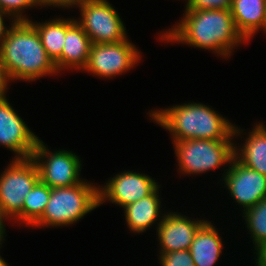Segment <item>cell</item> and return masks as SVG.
<instances>
[{
  "mask_svg": "<svg viewBox=\"0 0 266 266\" xmlns=\"http://www.w3.org/2000/svg\"><path fill=\"white\" fill-rule=\"evenodd\" d=\"M159 39L212 50L223 58L247 42L236 29L230 9L185 10L179 23L162 32Z\"/></svg>",
  "mask_w": 266,
  "mask_h": 266,
  "instance_id": "cell-1",
  "label": "cell"
},
{
  "mask_svg": "<svg viewBox=\"0 0 266 266\" xmlns=\"http://www.w3.org/2000/svg\"><path fill=\"white\" fill-rule=\"evenodd\" d=\"M153 122L168 130L173 142L190 139L232 140L243 132L203 103H184L149 112Z\"/></svg>",
  "mask_w": 266,
  "mask_h": 266,
  "instance_id": "cell-2",
  "label": "cell"
},
{
  "mask_svg": "<svg viewBox=\"0 0 266 266\" xmlns=\"http://www.w3.org/2000/svg\"><path fill=\"white\" fill-rule=\"evenodd\" d=\"M0 62L11 81H35L46 75H57L38 31L30 21H11L8 35L0 43Z\"/></svg>",
  "mask_w": 266,
  "mask_h": 266,
  "instance_id": "cell-3",
  "label": "cell"
},
{
  "mask_svg": "<svg viewBox=\"0 0 266 266\" xmlns=\"http://www.w3.org/2000/svg\"><path fill=\"white\" fill-rule=\"evenodd\" d=\"M84 180L69 187L51 188L43 215L31 227L69 226L99 207L97 184Z\"/></svg>",
  "mask_w": 266,
  "mask_h": 266,
  "instance_id": "cell-4",
  "label": "cell"
},
{
  "mask_svg": "<svg viewBox=\"0 0 266 266\" xmlns=\"http://www.w3.org/2000/svg\"><path fill=\"white\" fill-rule=\"evenodd\" d=\"M178 173L200 174L230 164L234 158L233 140L190 139L173 143Z\"/></svg>",
  "mask_w": 266,
  "mask_h": 266,
  "instance_id": "cell-5",
  "label": "cell"
},
{
  "mask_svg": "<svg viewBox=\"0 0 266 266\" xmlns=\"http://www.w3.org/2000/svg\"><path fill=\"white\" fill-rule=\"evenodd\" d=\"M36 163L30 159H13L0 174V216L22 224L25 196L39 181Z\"/></svg>",
  "mask_w": 266,
  "mask_h": 266,
  "instance_id": "cell-6",
  "label": "cell"
},
{
  "mask_svg": "<svg viewBox=\"0 0 266 266\" xmlns=\"http://www.w3.org/2000/svg\"><path fill=\"white\" fill-rule=\"evenodd\" d=\"M80 18L76 22L92 44L117 43L126 40V27L115 7L107 0H87L77 4Z\"/></svg>",
  "mask_w": 266,
  "mask_h": 266,
  "instance_id": "cell-7",
  "label": "cell"
},
{
  "mask_svg": "<svg viewBox=\"0 0 266 266\" xmlns=\"http://www.w3.org/2000/svg\"><path fill=\"white\" fill-rule=\"evenodd\" d=\"M31 159L38 167L40 181L50 188L69 187L83 181L80 178L81 160L71 151L51 152L39 139Z\"/></svg>",
  "mask_w": 266,
  "mask_h": 266,
  "instance_id": "cell-8",
  "label": "cell"
},
{
  "mask_svg": "<svg viewBox=\"0 0 266 266\" xmlns=\"http://www.w3.org/2000/svg\"><path fill=\"white\" fill-rule=\"evenodd\" d=\"M141 53L126 39L117 43L92 44L83 71L99 78L112 79L136 66Z\"/></svg>",
  "mask_w": 266,
  "mask_h": 266,
  "instance_id": "cell-9",
  "label": "cell"
},
{
  "mask_svg": "<svg viewBox=\"0 0 266 266\" xmlns=\"http://www.w3.org/2000/svg\"><path fill=\"white\" fill-rule=\"evenodd\" d=\"M158 186L154 178L143 173L123 171L98 186L99 206L106 200L122 208L150 195Z\"/></svg>",
  "mask_w": 266,
  "mask_h": 266,
  "instance_id": "cell-10",
  "label": "cell"
},
{
  "mask_svg": "<svg viewBox=\"0 0 266 266\" xmlns=\"http://www.w3.org/2000/svg\"><path fill=\"white\" fill-rule=\"evenodd\" d=\"M226 171V172H225ZM223 184L233 197V200L244 208L253 207L260 200L266 198V176L244 166L233 158L225 169Z\"/></svg>",
  "mask_w": 266,
  "mask_h": 266,
  "instance_id": "cell-11",
  "label": "cell"
},
{
  "mask_svg": "<svg viewBox=\"0 0 266 266\" xmlns=\"http://www.w3.org/2000/svg\"><path fill=\"white\" fill-rule=\"evenodd\" d=\"M38 140L7 98L0 100V146L14 152V159H30Z\"/></svg>",
  "mask_w": 266,
  "mask_h": 266,
  "instance_id": "cell-12",
  "label": "cell"
},
{
  "mask_svg": "<svg viewBox=\"0 0 266 266\" xmlns=\"http://www.w3.org/2000/svg\"><path fill=\"white\" fill-rule=\"evenodd\" d=\"M207 220L190 219L178 212H167L162 222H157V236L160 244V253L189 250L198 230Z\"/></svg>",
  "mask_w": 266,
  "mask_h": 266,
  "instance_id": "cell-13",
  "label": "cell"
},
{
  "mask_svg": "<svg viewBox=\"0 0 266 266\" xmlns=\"http://www.w3.org/2000/svg\"><path fill=\"white\" fill-rule=\"evenodd\" d=\"M231 13L238 32L247 41L258 33H266V0H233Z\"/></svg>",
  "mask_w": 266,
  "mask_h": 266,
  "instance_id": "cell-14",
  "label": "cell"
},
{
  "mask_svg": "<svg viewBox=\"0 0 266 266\" xmlns=\"http://www.w3.org/2000/svg\"><path fill=\"white\" fill-rule=\"evenodd\" d=\"M159 188L157 187L150 195L131 203L124 207L125 220L130 231L133 233L146 232L147 229L158 220L162 222L163 216L160 217L161 202L159 198Z\"/></svg>",
  "mask_w": 266,
  "mask_h": 266,
  "instance_id": "cell-15",
  "label": "cell"
},
{
  "mask_svg": "<svg viewBox=\"0 0 266 266\" xmlns=\"http://www.w3.org/2000/svg\"><path fill=\"white\" fill-rule=\"evenodd\" d=\"M255 124L248 132L246 141L238 147L234 145V158L251 169L266 176V125ZM240 147V148H239Z\"/></svg>",
  "mask_w": 266,
  "mask_h": 266,
  "instance_id": "cell-16",
  "label": "cell"
},
{
  "mask_svg": "<svg viewBox=\"0 0 266 266\" xmlns=\"http://www.w3.org/2000/svg\"><path fill=\"white\" fill-rule=\"evenodd\" d=\"M92 42L83 28L75 22L67 31L61 53V70L86 67Z\"/></svg>",
  "mask_w": 266,
  "mask_h": 266,
  "instance_id": "cell-17",
  "label": "cell"
},
{
  "mask_svg": "<svg viewBox=\"0 0 266 266\" xmlns=\"http://www.w3.org/2000/svg\"><path fill=\"white\" fill-rule=\"evenodd\" d=\"M30 22L38 31L41 43L48 57L55 64L58 73L61 71V53L66 31L76 22L75 18H55L46 22Z\"/></svg>",
  "mask_w": 266,
  "mask_h": 266,
  "instance_id": "cell-18",
  "label": "cell"
},
{
  "mask_svg": "<svg viewBox=\"0 0 266 266\" xmlns=\"http://www.w3.org/2000/svg\"><path fill=\"white\" fill-rule=\"evenodd\" d=\"M221 238L218 229L209 221L198 230L189 249L195 266H214L222 255Z\"/></svg>",
  "mask_w": 266,
  "mask_h": 266,
  "instance_id": "cell-19",
  "label": "cell"
},
{
  "mask_svg": "<svg viewBox=\"0 0 266 266\" xmlns=\"http://www.w3.org/2000/svg\"><path fill=\"white\" fill-rule=\"evenodd\" d=\"M50 195L51 188L39 180L24 198L22 225L31 227L43 215Z\"/></svg>",
  "mask_w": 266,
  "mask_h": 266,
  "instance_id": "cell-20",
  "label": "cell"
},
{
  "mask_svg": "<svg viewBox=\"0 0 266 266\" xmlns=\"http://www.w3.org/2000/svg\"><path fill=\"white\" fill-rule=\"evenodd\" d=\"M244 220L255 248L266 242V198L243 211Z\"/></svg>",
  "mask_w": 266,
  "mask_h": 266,
  "instance_id": "cell-21",
  "label": "cell"
},
{
  "mask_svg": "<svg viewBox=\"0 0 266 266\" xmlns=\"http://www.w3.org/2000/svg\"><path fill=\"white\" fill-rule=\"evenodd\" d=\"M32 7L36 6L31 0H0V10L9 14L16 22L30 21L23 11Z\"/></svg>",
  "mask_w": 266,
  "mask_h": 266,
  "instance_id": "cell-22",
  "label": "cell"
},
{
  "mask_svg": "<svg viewBox=\"0 0 266 266\" xmlns=\"http://www.w3.org/2000/svg\"><path fill=\"white\" fill-rule=\"evenodd\" d=\"M159 257L161 266H195L189 250L162 253Z\"/></svg>",
  "mask_w": 266,
  "mask_h": 266,
  "instance_id": "cell-23",
  "label": "cell"
},
{
  "mask_svg": "<svg viewBox=\"0 0 266 266\" xmlns=\"http://www.w3.org/2000/svg\"><path fill=\"white\" fill-rule=\"evenodd\" d=\"M233 0H190L185 10L231 9Z\"/></svg>",
  "mask_w": 266,
  "mask_h": 266,
  "instance_id": "cell-24",
  "label": "cell"
},
{
  "mask_svg": "<svg viewBox=\"0 0 266 266\" xmlns=\"http://www.w3.org/2000/svg\"><path fill=\"white\" fill-rule=\"evenodd\" d=\"M11 81L5 67L0 62V100H3L6 98V92L8 89V83Z\"/></svg>",
  "mask_w": 266,
  "mask_h": 266,
  "instance_id": "cell-25",
  "label": "cell"
},
{
  "mask_svg": "<svg viewBox=\"0 0 266 266\" xmlns=\"http://www.w3.org/2000/svg\"><path fill=\"white\" fill-rule=\"evenodd\" d=\"M254 254H256V265L266 266V242L255 248Z\"/></svg>",
  "mask_w": 266,
  "mask_h": 266,
  "instance_id": "cell-26",
  "label": "cell"
},
{
  "mask_svg": "<svg viewBox=\"0 0 266 266\" xmlns=\"http://www.w3.org/2000/svg\"><path fill=\"white\" fill-rule=\"evenodd\" d=\"M4 17H11L9 14L0 10V43L4 40V38L8 35L11 27L8 28L5 25Z\"/></svg>",
  "mask_w": 266,
  "mask_h": 266,
  "instance_id": "cell-27",
  "label": "cell"
},
{
  "mask_svg": "<svg viewBox=\"0 0 266 266\" xmlns=\"http://www.w3.org/2000/svg\"><path fill=\"white\" fill-rule=\"evenodd\" d=\"M87 0H55V7L57 8H70L75 7V5L85 2Z\"/></svg>",
  "mask_w": 266,
  "mask_h": 266,
  "instance_id": "cell-28",
  "label": "cell"
},
{
  "mask_svg": "<svg viewBox=\"0 0 266 266\" xmlns=\"http://www.w3.org/2000/svg\"><path fill=\"white\" fill-rule=\"evenodd\" d=\"M33 2V4L36 6H40L42 8L43 7H48V6H53L55 7V0H31Z\"/></svg>",
  "mask_w": 266,
  "mask_h": 266,
  "instance_id": "cell-29",
  "label": "cell"
},
{
  "mask_svg": "<svg viewBox=\"0 0 266 266\" xmlns=\"http://www.w3.org/2000/svg\"><path fill=\"white\" fill-rule=\"evenodd\" d=\"M4 222H5V220L0 216V245H2L3 244V241L5 240V239H3L5 236V225H4Z\"/></svg>",
  "mask_w": 266,
  "mask_h": 266,
  "instance_id": "cell-30",
  "label": "cell"
},
{
  "mask_svg": "<svg viewBox=\"0 0 266 266\" xmlns=\"http://www.w3.org/2000/svg\"><path fill=\"white\" fill-rule=\"evenodd\" d=\"M0 247H2V245ZM0 266H9L8 263L1 256H0Z\"/></svg>",
  "mask_w": 266,
  "mask_h": 266,
  "instance_id": "cell-31",
  "label": "cell"
}]
</instances>
